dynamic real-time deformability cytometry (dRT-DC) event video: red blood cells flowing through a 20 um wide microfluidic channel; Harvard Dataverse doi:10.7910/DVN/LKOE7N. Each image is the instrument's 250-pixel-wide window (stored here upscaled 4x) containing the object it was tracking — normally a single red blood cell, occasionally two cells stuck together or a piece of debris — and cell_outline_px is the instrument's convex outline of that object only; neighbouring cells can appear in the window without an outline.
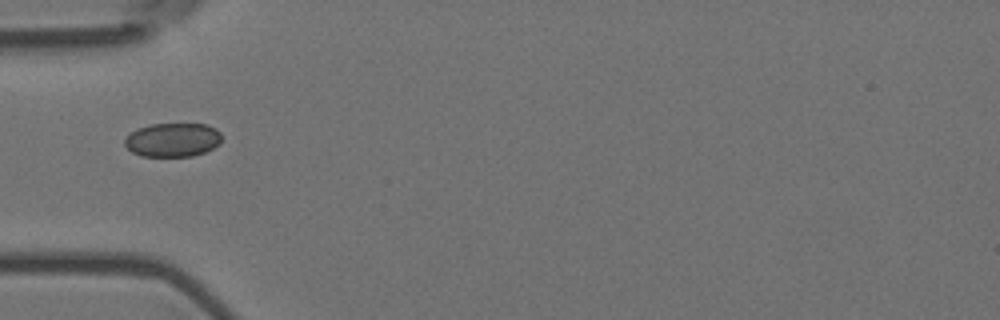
{"species": "Egyptian fruit bat (a non-hibernating species)", "species_latin": "Rousettus aegyptiacus", "temperature_condition": "room temperature", "stored_images_in_passage": 10, "camera_frame_rate_fps": 3000, "um_per_image_px": 0.085, "animal": {"sex": "female"}, "frame": {"image": 1, "passage_image": 5, "time_ms": 1.333, "image_size_px": [1000, 320], "cell_outline_px": [[220, 144], [204, 152], [192, 156], [140, 156], [132, 152], [124, 144], [124, 140], [136, 128], [148, 124], [208, 124], [216, 128], [220, 132]], "centroid_in_image_um": [14.67, 11.88], "position_along_channel_um": 70.3, "area_um2": 19.19}}
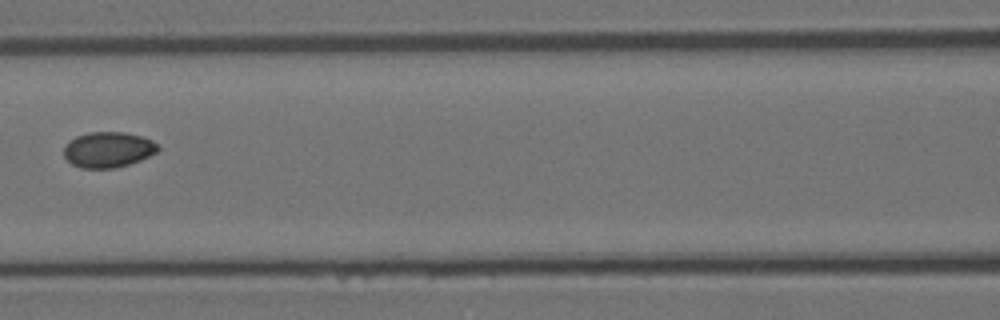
{"frame": {"image": 2, "passage_image": 7, "time_ms": 2.0, "image_size_px": [1000, 320], "cell_outline_px": [[160, 148], [156, 152], [140, 160], [116, 168], [80, 168], [72, 164], [64, 156], [64, 148], [76, 136], [88, 132], [124, 132], [140, 136], [152, 140]], "centroid_in_image_um": [9.19, 12.72], "position_along_channel_um": 157.4, "area_um2": 19.31}}
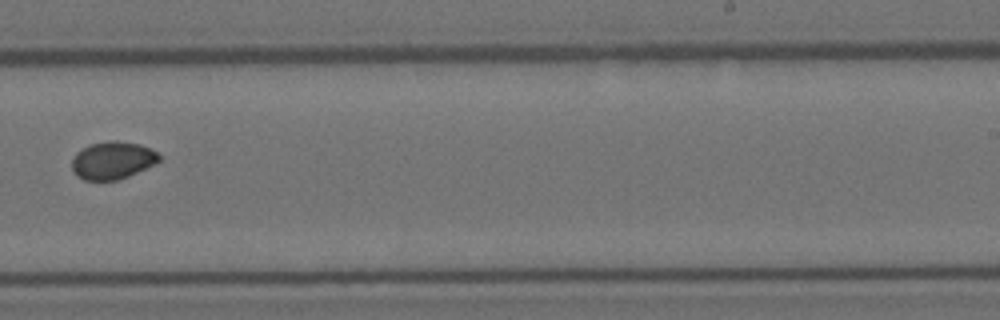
{"frame": {"image": 3, "passage_image": 10, "time_ms": 3.0, "image_size_px": [1000, 320], "cell_outline_px": [[160, 160], [128, 176], [116, 180], [84, 180], [76, 176], [72, 168], [72, 156], [76, 152], [92, 144], [108, 140], [116, 140], [140, 144], [152, 148], [160, 156]], "centroid_in_image_um": [9.54, 13.62], "position_along_channel_um": 279.5, "area_um2": 19.02}}